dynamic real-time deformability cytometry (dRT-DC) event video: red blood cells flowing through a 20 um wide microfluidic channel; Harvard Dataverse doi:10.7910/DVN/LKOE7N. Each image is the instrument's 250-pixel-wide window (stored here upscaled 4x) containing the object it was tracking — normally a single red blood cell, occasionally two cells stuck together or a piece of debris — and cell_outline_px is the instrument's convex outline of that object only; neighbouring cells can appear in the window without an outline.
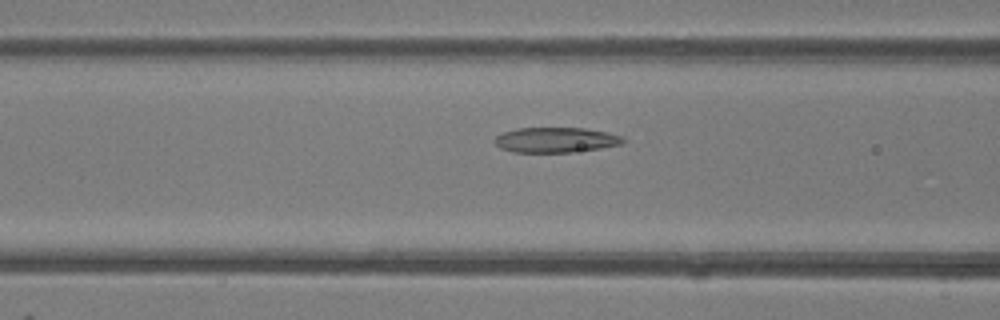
{"species": "common noctule bat (a hibernating species)", "species_latin": "Nyctalus noctula", "temperature_condition": "room temperature", "stored_images_in_passage": 36, "camera_frame_rate_fps": 3000, "um_per_image_px": 0.085, "animal": {"sex": "female"}, "frame": {"image": 1, "passage_image": 6, "time_ms": 1.667, "image_size_px": [1000, 320], "cell_outline_px": [[624, 140], [620, 144], [600, 148], [572, 152], [512, 152], [500, 148], [496, 144], [496, 136], [500, 132], [516, 128], [584, 128], [608, 132], [624, 136]], "centroid_in_image_um": [47.22, 11.88], "position_along_channel_um": 119.4, "area_um2": 18.84}}
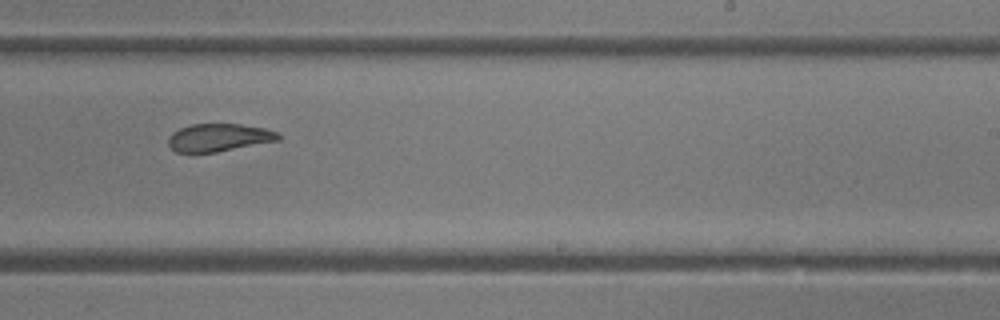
{"frame": {"image": 2, "passage_image": 17, "time_ms": 5.333, "image_size_px": [1000, 320], "cell_outline_px": [[280, 140], [216, 152], [176, 152], [168, 144], [168, 136], [172, 132], [180, 128], [192, 124], [240, 124], [264, 128], [280, 132]], "centroid_in_image_um": [18.61, 11.68], "position_along_channel_um": 270.4, "area_um2": 17.8}}
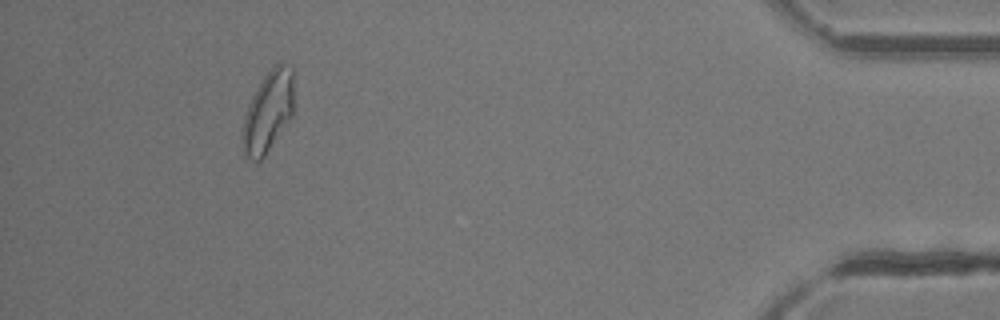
{"frame": {"image": 3, "passage_image": 32, "time_ms": 10.333, "image_size_px": [1000, 320], "cell_outline_px": [[292, 116], [264, 156], [260, 160], [252, 160], [244, 156], [244, 116], [248, 104], [256, 88], [264, 76], [276, 64], [280, 64], [292, 68]], "centroid_in_image_um": [22.78, 9.5], "position_along_channel_um": 412.4, "area_um2": 23.35}, "authors_computed_cell_mechanics": {"area_um2": 19.3052, "velocity_mm_per_s": 4.1229, "shape_relaxation_time_tau1_ms": 4.4889, "shape_relaxation_time_tau2_ms": 2.305, "deformation_change_tau1": 0.1403, "deformation_change_tau2": 0.0969}}